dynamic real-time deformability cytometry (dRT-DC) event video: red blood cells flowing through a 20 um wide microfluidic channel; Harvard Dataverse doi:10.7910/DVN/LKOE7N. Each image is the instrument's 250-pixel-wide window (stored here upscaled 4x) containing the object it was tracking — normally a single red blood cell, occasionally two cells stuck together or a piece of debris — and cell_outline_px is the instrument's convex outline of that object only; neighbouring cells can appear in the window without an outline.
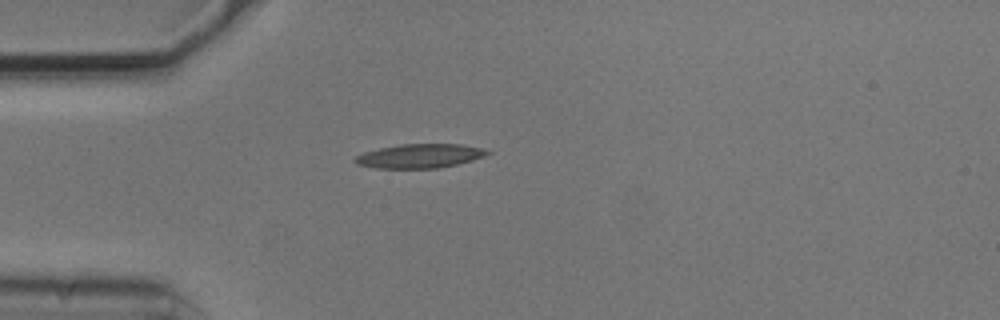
{"species": "common noctule bat (a hibernating species)", "species_latin": "Nyctalus noctula", "temperature_condition": "cold", "stored_images_in_passage": 2, "camera_frame_rate_fps": 3000, "um_per_image_px": 0.085, "animal": {"sex": "male", "body_mass_g": 20.5, "forearm_length_mm": 52.5}, "frame": {"image": 1, "passage_image": 1, "time_ms": 0.0, "image_size_px": [1000, 320], "cell_outline_px": [[492, 152], [484, 156], [472, 160], [440, 168], [376, 168], [356, 164], [352, 160], [356, 156], [364, 152], [380, 148], [400, 144], [460, 144], [484, 148]], "centroid_in_image_um": [35.67, 13.25], "position_along_channel_um": 49.3, "area_um2": 18.55}}